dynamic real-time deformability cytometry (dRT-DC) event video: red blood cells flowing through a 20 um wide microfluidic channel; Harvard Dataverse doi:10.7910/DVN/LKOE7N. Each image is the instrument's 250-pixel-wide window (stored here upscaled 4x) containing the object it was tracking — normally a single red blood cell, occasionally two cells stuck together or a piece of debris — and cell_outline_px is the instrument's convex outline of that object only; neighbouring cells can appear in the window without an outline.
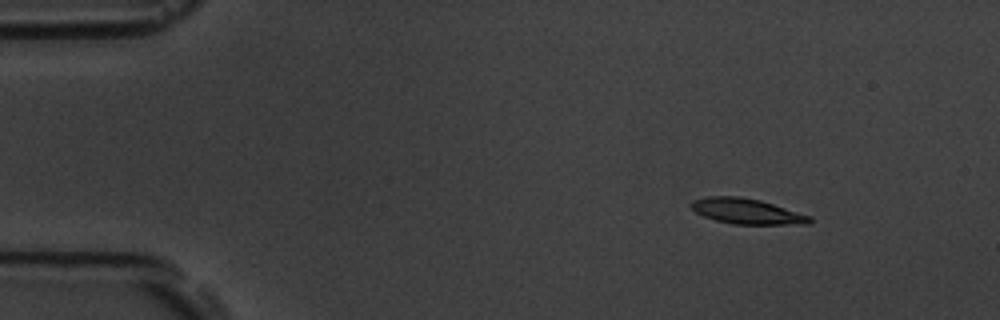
{"species": "common noctule bat (a hibernating species)", "species_latin": "Nyctalus noctula", "temperature_condition": "room temperature", "stored_images_in_passage": 4, "camera_frame_rate_fps": 3000, "um_per_image_px": 0.085, "animal": {"sex": "male", "body_mass_g": 19.5, "forearm_length_mm": 54.6}, "frame": {"image": 1, "passage_image": 1, "time_ms": 0.0, "image_size_px": [1000, 320], "cell_outline_px": [[812, 224], [732, 224], [716, 220], [704, 216], [696, 212], [692, 208], [692, 200], [708, 196], [740, 196], [760, 200], [812, 216]], "centroid_in_image_um": [63.51, 17.96], "position_along_channel_um": 21.5, "area_um2": 17.51}}
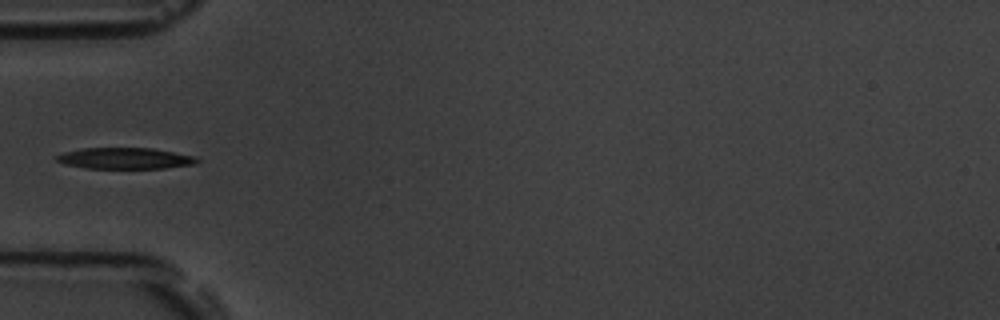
{"frame": {"image": 2, "passage_image": 4, "time_ms": 1.0, "image_size_px": [1000, 320], "cell_outline_px": [[200, 160], [196, 164], [164, 168], [88, 168], [64, 164], [56, 160], [56, 156], [64, 152], [84, 148], [152, 148], [196, 156]], "centroid_in_image_um": [10.67, 13.45], "position_along_channel_um": 74.3, "area_um2": 17.28}}